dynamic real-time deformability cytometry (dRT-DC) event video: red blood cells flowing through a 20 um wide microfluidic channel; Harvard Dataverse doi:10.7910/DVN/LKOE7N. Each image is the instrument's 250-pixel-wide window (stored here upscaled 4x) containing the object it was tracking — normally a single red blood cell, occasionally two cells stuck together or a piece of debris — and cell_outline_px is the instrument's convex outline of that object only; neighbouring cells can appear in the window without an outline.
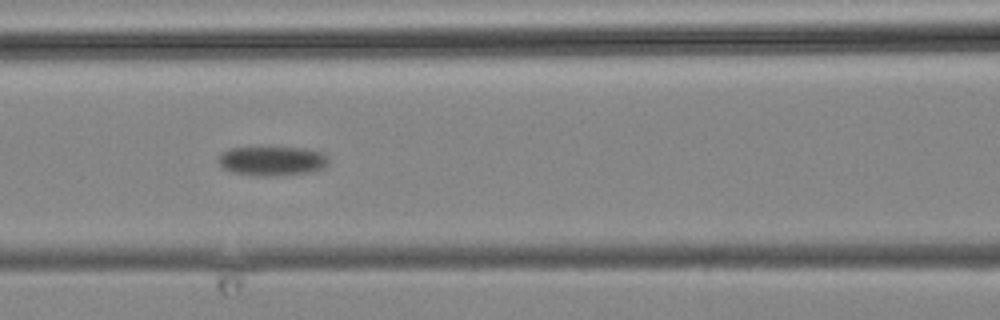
{"species": "common noctule bat (a hibernating species)", "species_latin": "Nyctalus noctula", "temperature_condition": "cold", "stored_images_in_passage": 7, "camera_frame_rate_fps": 3000, "um_per_image_px": 0.085, "animal": {"sex": "male", "body_mass_g": 19.2, "forearm_length_mm": 51.8}, "frame": {"image": 1, "passage_image": 6, "time_ms": 5.667, "image_size_px": [1000, 320], "cell_outline_px": [[328, 160], [324, 168], [308, 172], [268, 176], [256, 176], [232, 172], [224, 168], [216, 160], [220, 152], [228, 148], [308, 148], [320, 152], [328, 156]], "centroid_in_image_um": [23.09, 13.67], "position_along_channel_um": 143.5, "area_um2": 18.79}}